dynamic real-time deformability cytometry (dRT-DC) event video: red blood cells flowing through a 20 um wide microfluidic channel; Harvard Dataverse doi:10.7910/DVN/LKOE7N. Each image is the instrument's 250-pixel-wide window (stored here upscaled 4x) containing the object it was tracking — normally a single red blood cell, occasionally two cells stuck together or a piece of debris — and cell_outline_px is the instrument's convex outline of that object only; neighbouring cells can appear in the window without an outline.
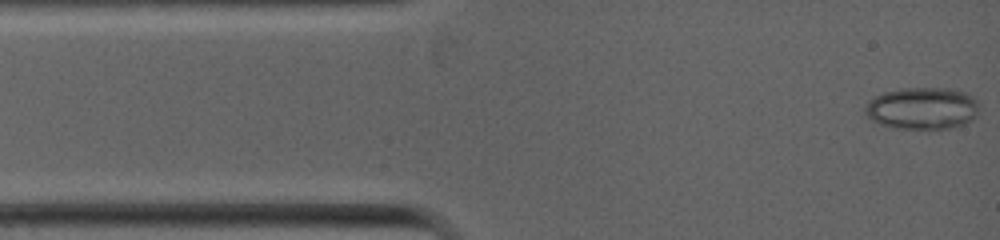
{"species": "common noctule bat (a hibernating species)", "species_latin": "Nyctalus noctula", "temperature_condition": "warm", "stored_images_in_passage": 5, "camera_frame_rate_fps": 5000, "um_per_image_px": 0.085, "animal": {"sex": "female", "body_mass_g": 19.0, "forearm_length_mm": 53.3}, "frame": {"image": 1, "passage_image": 1, "time_ms": 0.0, "image_size_px": [1000, 240], "cell_outline_px": [[976, 116], [972, 120], [964, 124], [948, 128], [896, 128], [880, 124], [872, 120], [864, 112], [864, 108], [868, 100], [884, 92], [900, 88], [948, 88], [964, 92], [972, 96], [976, 100]], "centroid_in_image_um": [78.36, 9.19], "position_along_channel_um": 6.6, "area_um2": 27.74}}
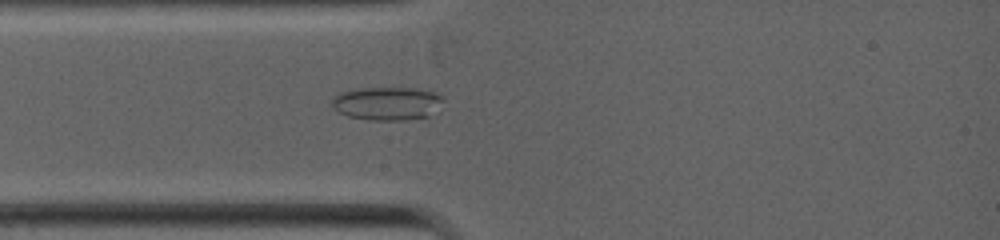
{"frame": {"image": 2, "passage_image": 5, "time_ms": 2.2, "image_size_px": [1000, 240], "cell_outline_px": [[444, 100], [440, 112], [428, 116], [404, 120], [368, 120], [348, 116], [332, 108], [332, 100], [340, 92], [360, 88], [408, 88], [432, 92], [440, 96]], "centroid_in_image_um": [32.94, 8.81], "position_along_channel_um": 52.1, "area_um2": 21.68}}